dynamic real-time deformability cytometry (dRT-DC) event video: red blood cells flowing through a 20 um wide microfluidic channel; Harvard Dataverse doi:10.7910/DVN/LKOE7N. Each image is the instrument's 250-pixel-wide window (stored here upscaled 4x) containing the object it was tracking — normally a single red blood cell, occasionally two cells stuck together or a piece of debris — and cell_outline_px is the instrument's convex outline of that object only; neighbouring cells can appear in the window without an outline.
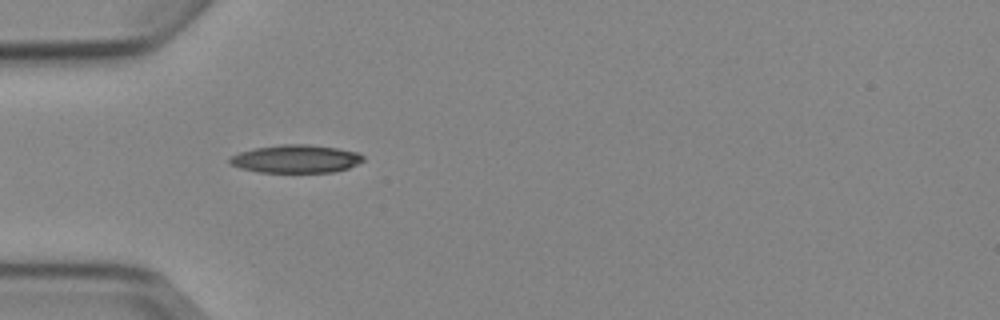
{"species": "Egyptian fruit bat (a non-hibernating species)", "species_latin": "Rousettus aegyptiacus", "temperature_condition": "cold", "stored_images_in_passage": 5, "camera_frame_rate_fps": 3000, "um_per_image_px": 0.085, "animal": {"sex": "female"}, "frame": {"image": 1, "passage_image": 5, "time_ms": 5.333, "image_size_px": [1000, 320], "cell_outline_px": [[364, 160], [348, 168], [332, 172], [260, 172], [240, 168], [228, 164], [228, 160], [232, 156], [240, 152], [256, 148], [284, 144], [308, 144], [336, 148], [356, 152], [364, 156]], "centroid_in_image_um": [25.13, 13.51], "position_along_channel_um": 59.9, "area_um2": 21.62}}